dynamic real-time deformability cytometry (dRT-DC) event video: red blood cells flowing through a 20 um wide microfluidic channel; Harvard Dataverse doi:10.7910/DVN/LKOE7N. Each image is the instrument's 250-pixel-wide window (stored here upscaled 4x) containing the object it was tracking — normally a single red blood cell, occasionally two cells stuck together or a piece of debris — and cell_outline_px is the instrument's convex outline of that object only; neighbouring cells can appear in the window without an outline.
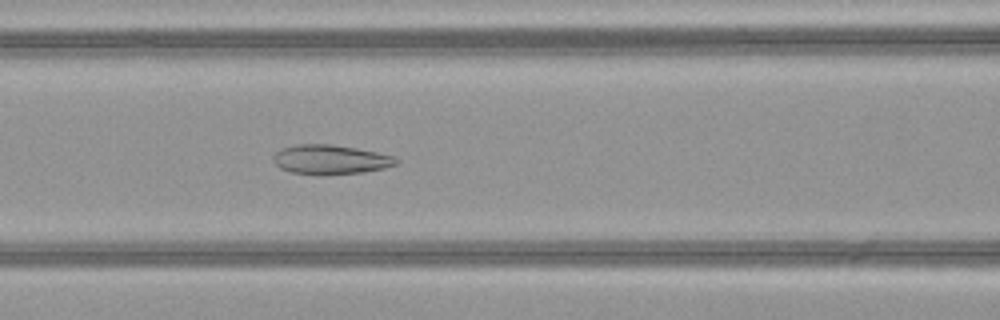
{"species": "common noctule bat (a hibernating species)", "species_latin": "Nyctalus noctula", "temperature_condition": "warm", "stored_images_in_passage": 45, "camera_frame_rate_fps": 3000, "um_per_image_px": 0.085, "animal": {"sex": "female", "body_mass_g": 21.9}, "frame": {"image": 1, "passage_image": 17, "time_ms": 5.333, "image_size_px": [1000, 320], "cell_outline_px": [[400, 160], [396, 164], [384, 168], [364, 172], [324, 176], [320, 176], [288, 172], [280, 168], [272, 160], [272, 156], [280, 148], [296, 144], [332, 144], [356, 148], [396, 156]], "centroid_in_image_um": [28.06, 13.58], "position_along_channel_um": 138.5, "area_um2": 21.62}}
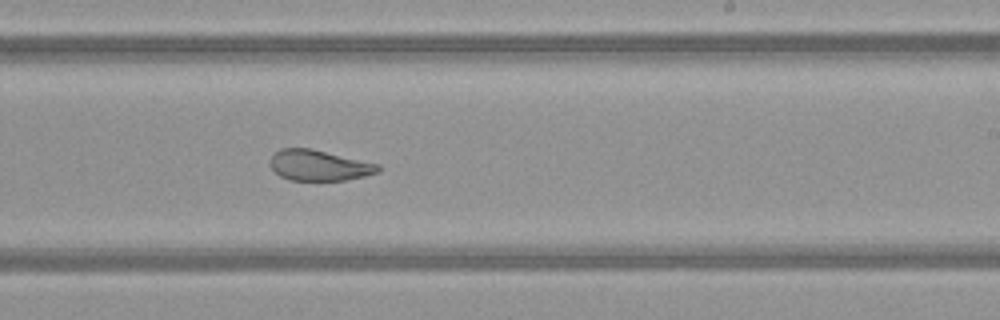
{"frame": {"image": 2, "passage_image": 26, "time_ms": 8.333, "image_size_px": [1000, 320], "cell_outline_px": [[380, 172], [364, 176], [344, 180], [288, 180], [280, 176], [268, 164], [268, 160], [280, 148], [312, 148], [380, 164]], "centroid_in_image_um": [27.11, 14.05], "position_along_channel_um": 261.9, "area_um2": 19.48}}
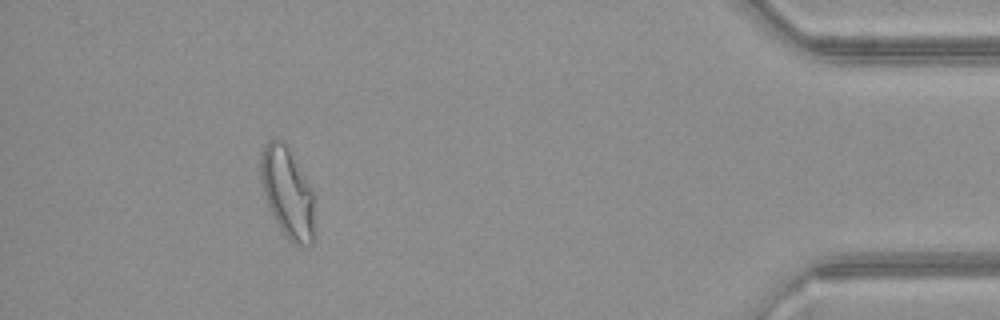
{"frame": {"image": 3, "passage_image": 41, "time_ms": 13.333, "image_size_px": [1000, 320], "cell_outline_px": [[316, 236], [312, 244], [300, 248], [292, 244], [288, 240], [280, 228], [268, 204], [260, 180], [260, 156], [264, 144], [268, 140], [280, 140], [288, 148], [312, 192]], "centroid_in_image_um": [24.45, 16.47], "position_along_channel_um": 410.8, "area_um2": 28.26}, "authors_computed_cell_mechanics": {"area_um2": 24.3338, "velocity_mm_per_s": 4.1124, "shape_relaxation_time_tau1_ms": null, "shape_relaxation_time_tau2_ms": 1.2747, "deformation_change_tau1": null, "deformation_change_tau2": 0.0712}}